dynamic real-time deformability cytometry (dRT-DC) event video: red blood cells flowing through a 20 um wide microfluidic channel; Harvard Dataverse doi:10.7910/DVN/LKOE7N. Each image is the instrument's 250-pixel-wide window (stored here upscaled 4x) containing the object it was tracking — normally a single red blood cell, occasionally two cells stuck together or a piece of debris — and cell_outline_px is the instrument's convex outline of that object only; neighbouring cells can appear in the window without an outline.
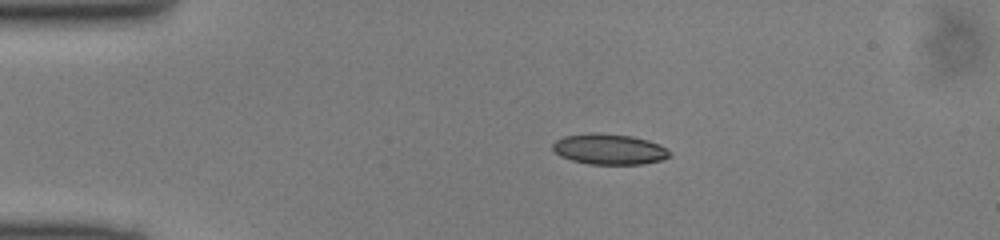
{"species": "common noctule bat (a hibernating species)", "species_latin": "Nyctalus noctula", "temperature_condition": "cold", "stored_images_in_passage": 48, "camera_frame_rate_fps": 3000, "um_per_image_px": 0.085, "animal": {"sex": "male", "body_mass_g": 13.0, "forearm_length_mm": 53.1}, "frame": {"image": 1, "passage_image": 9, "time_ms": 2.667, "image_size_px": [1000, 240], "cell_outline_px": [[672, 152], [664, 160], [640, 164], [588, 164], [572, 160], [560, 156], [552, 148], [552, 144], [556, 140], [564, 136], [588, 132], [600, 132], [632, 136], [648, 140], [660, 144], [668, 148]], "centroid_in_image_um": [51.8, 12.67], "position_along_channel_um": 33.2, "area_um2": 21.15}}
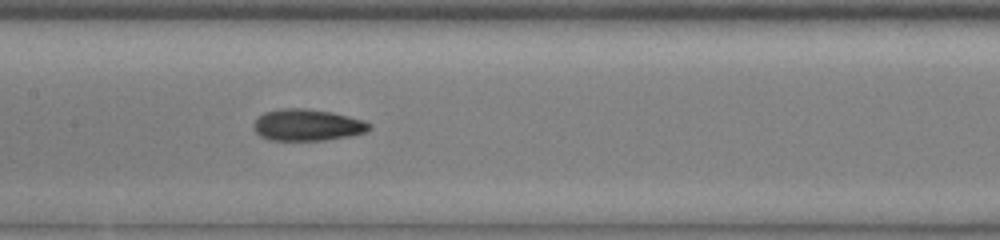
{"frame": {"image": 2, "passage_image": 23, "time_ms": 7.333, "image_size_px": [1000, 240], "cell_outline_px": [[372, 128], [368, 132], [352, 136], [324, 140], [268, 140], [260, 136], [256, 132], [252, 124], [264, 112], [280, 108], [304, 108], [332, 112], [364, 120], [372, 124]], "centroid_in_image_um": [26.16, 10.63], "position_along_channel_um": 181.2, "area_um2": 21.56}}
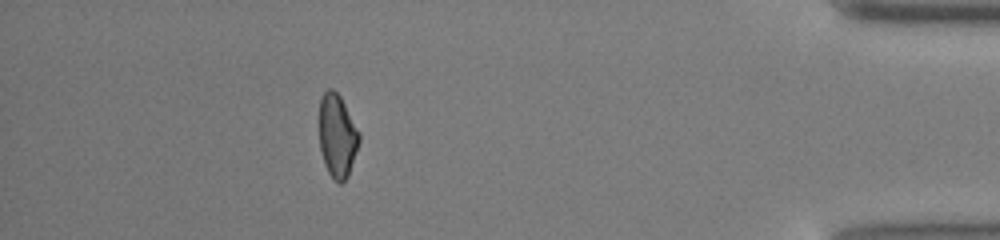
{"frame": {"image": 3, "passage_image": 43, "time_ms": 14.0, "image_size_px": [1000, 240], "cell_outline_px": [[360, 140], [348, 176], [340, 184], [328, 172], [324, 164], [320, 148], [320, 100], [324, 92], [328, 88], [332, 88], [340, 96], [360, 132]], "centroid_in_image_um": [28.67, 11.53], "position_along_channel_um": 406.5, "area_um2": 19.19}}